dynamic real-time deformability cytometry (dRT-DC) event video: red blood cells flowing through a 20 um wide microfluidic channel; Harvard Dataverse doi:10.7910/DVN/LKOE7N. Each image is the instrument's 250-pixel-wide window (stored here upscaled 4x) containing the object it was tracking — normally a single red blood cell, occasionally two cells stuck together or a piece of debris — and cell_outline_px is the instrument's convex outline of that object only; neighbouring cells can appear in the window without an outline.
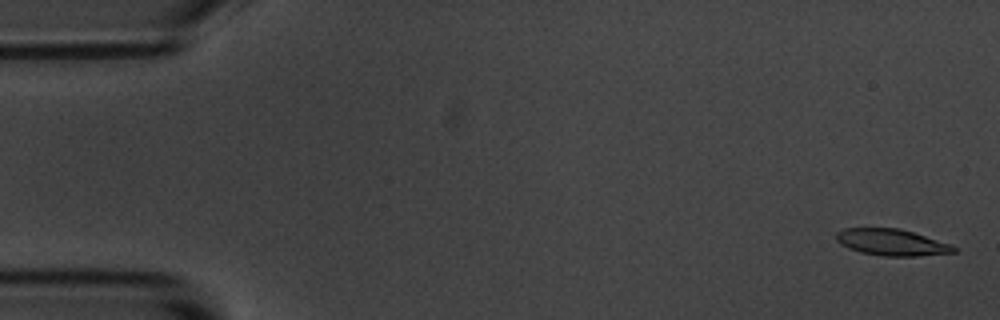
{"species": "common noctule bat (a hibernating species)", "species_latin": "Nyctalus noctula", "temperature_condition": "room temperature", "stored_images_in_passage": 3, "camera_frame_rate_fps": 3000, "um_per_image_px": 0.085, "animal": {"sex": "male", "body_mass_g": 20.1, "forearm_length_mm": 53.5}, "frame": {"image": 1, "passage_image": 1, "time_ms": 0.0, "image_size_px": [1000, 320], "cell_outline_px": [[956, 252], [916, 256], [884, 256], [860, 252], [848, 248], [840, 244], [836, 240], [836, 232], [844, 228], [900, 228], [952, 244], [956, 248]], "centroid_in_image_um": [75.78, 20.59], "position_along_channel_um": 9.2, "area_um2": 18.21}}